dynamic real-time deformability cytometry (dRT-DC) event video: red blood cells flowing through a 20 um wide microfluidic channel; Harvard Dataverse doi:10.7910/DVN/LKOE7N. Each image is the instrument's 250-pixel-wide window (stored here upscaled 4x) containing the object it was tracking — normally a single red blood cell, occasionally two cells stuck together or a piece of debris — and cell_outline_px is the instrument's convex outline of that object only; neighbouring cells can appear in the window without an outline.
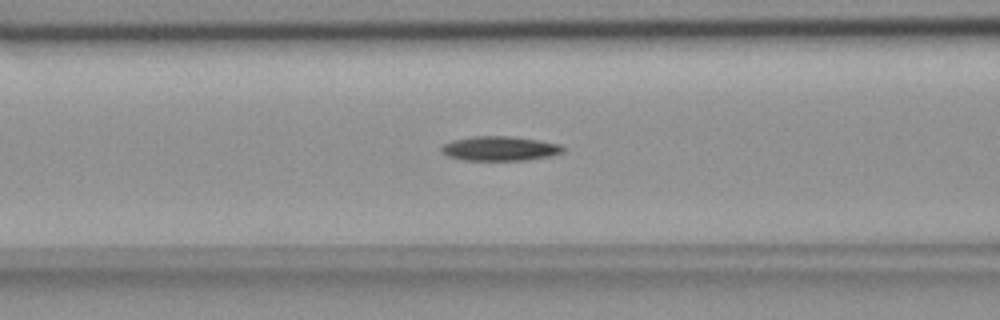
{"species": "common noctule bat (a hibernating species)", "species_latin": "Nyctalus noctula", "temperature_condition": "room temperature", "stored_images_in_passage": 51, "camera_frame_rate_fps": 3000, "um_per_image_px": 0.085, "animal": {"sex": "female", "body_mass_g": 18.4}, "frame": {"image": 1, "passage_image": 21, "time_ms": 6.667, "image_size_px": [1000, 320], "cell_outline_px": [[564, 152], [552, 156], [524, 160], [464, 160], [448, 156], [440, 148], [444, 144], [452, 140], [472, 136], [508, 136], [536, 140], [560, 144], [564, 148]], "centroid_in_image_um": [42.5, 12.62], "position_along_channel_um": 124.1, "area_um2": 17.22}}
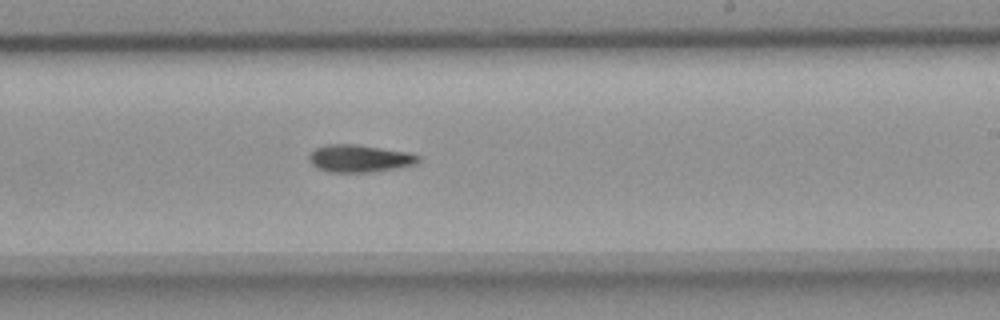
{"frame": {"image": 2, "passage_image": 32, "time_ms": 10.333, "image_size_px": [1000, 320], "cell_outline_px": [[420, 160], [416, 164], [372, 172], [328, 172], [316, 168], [308, 160], [308, 152], [324, 144], [356, 144], [408, 152], [420, 156]], "centroid_in_image_um": [30.5, 13.46], "position_along_channel_um": 258.5, "area_um2": 17.63}}
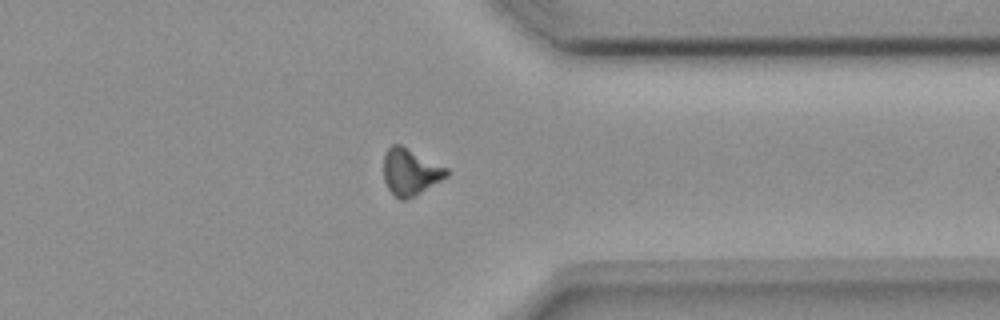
{"frame": {"image": 3, "passage_image": 42, "time_ms": 13.667, "image_size_px": [1000, 320], "cell_outline_px": [[448, 176], [416, 196], [404, 200], [400, 200], [388, 188], [384, 180], [384, 152], [392, 144], [400, 144], [448, 168]], "centroid_in_image_um": [34.88, 14.61], "position_along_channel_um": 376.5, "area_um2": 17.11}, "authors_computed_cell_mechanics": {"area_um2": 16.9932, "velocity_mm_per_s": 3.6808, "shape_relaxation_time_tau1_ms": 4.7848, "shape_relaxation_time_tau2_ms": null, "deformation_change_tau1": 0.1741, "deformation_change_tau2": null}}